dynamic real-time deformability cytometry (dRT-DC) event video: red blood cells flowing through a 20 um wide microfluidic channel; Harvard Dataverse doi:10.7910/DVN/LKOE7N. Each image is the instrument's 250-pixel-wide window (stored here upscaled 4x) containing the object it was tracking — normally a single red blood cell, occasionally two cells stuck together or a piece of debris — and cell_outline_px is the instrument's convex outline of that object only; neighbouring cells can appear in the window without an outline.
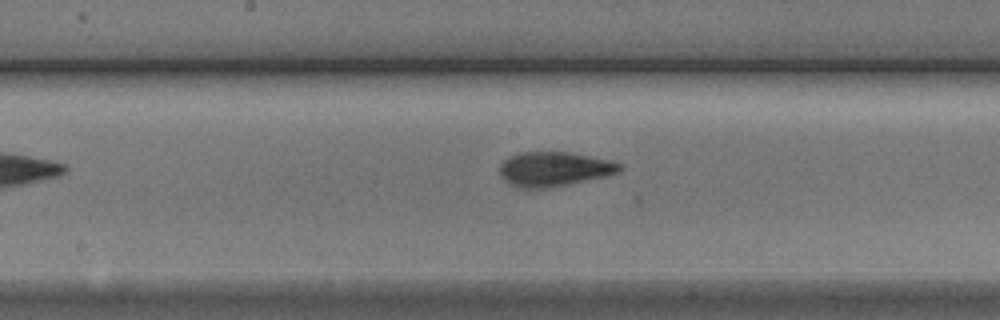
{"species": "Egyptian fruit bat (a non-hibernating species)", "species_latin": "Rousettus aegyptiacus", "temperature_condition": "cold", "stored_images_in_passage": 8, "segment_of_instrument_passage": [2, 2], "camera_frame_rate_fps": 3000, "um_per_image_px": 0.085, "animal": {"sex": "male"}, "frame": {"image": 1, "passage_image": 8, "time_ms": 9.333, "image_size_px": [1000, 320], "cell_outline_px": [[624, 168], [620, 172], [604, 176], [568, 184], [548, 188], [520, 188], [504, 180], [500, 176], [500, 164], [508, 156], [520, 152], [568, 152], [608, 160], [620, 164]], "centroid_in_image_um": [47.06, 14.37], "position_along_channel_um": 201.1, "area_um2": 23.93}}